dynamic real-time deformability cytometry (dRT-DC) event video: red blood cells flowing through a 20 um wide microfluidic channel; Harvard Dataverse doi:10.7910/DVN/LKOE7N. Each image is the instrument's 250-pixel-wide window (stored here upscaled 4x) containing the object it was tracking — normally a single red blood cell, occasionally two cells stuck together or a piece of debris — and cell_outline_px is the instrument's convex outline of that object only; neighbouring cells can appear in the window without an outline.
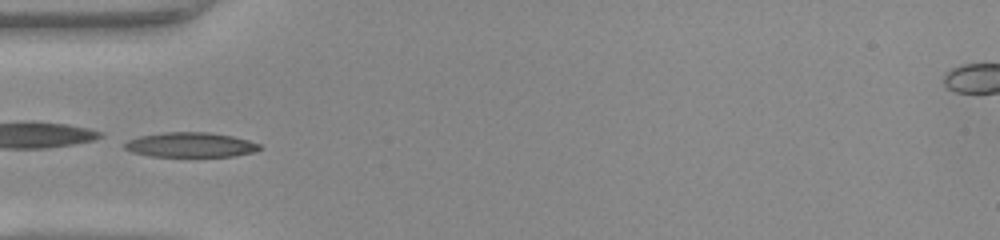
{"species": "common noctule bat (a hibernating species)", "species_latin": "Nyctalus noctula", "temperature_condition": "warm", "stored_images_in_passage": 33, "camera_frame_rate_fps": 3000, "um_per_image_px": 0.085, "animal": {"sex": "female", "body_mass_g": 22.0, "forearm_length_mm": 56.7}, "frame": {"image": 1, "passage_image": 1, "time_ms": 0.0, "image_size_px": [1000, 240], "cell_outline_px": [[264, 148], [252, 152], [232, 156], [148, 156], [132, 152], [124, 148], [124, 144], [128, 140], [140, 136], [164, 132], [208, 132], [232, 136], [248, 140], [260, 144]], "centroid_in_image_um": [16.19, 12.31], "position_along_channel_um": 68.8, "area_um2": 19.42}}
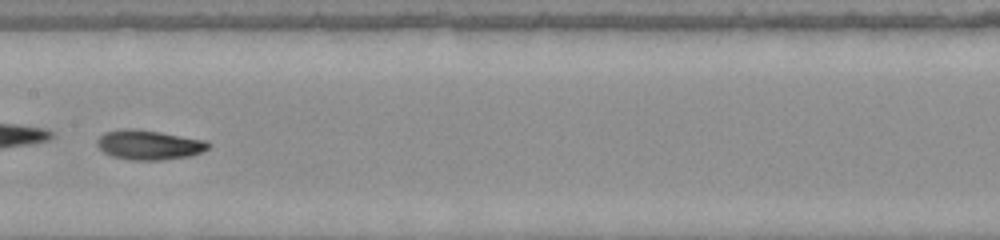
{"frame": {"image": 2, "passage_image": 10, "time_ms": 3.0, "image_size_px": [1000, 240], "cell_outline_px": [[212, 144], [204, 152], [192, 156], [164, 160], [128, 160], [112, 156], [104, 152], [96, 144], [96, 140], [104, 132], [128, 128], [132, 128], [160, 132], [208, 140]], "centroid_in_image_um": [12.72, 12.32], "position_along_channel_um": 194.7, "area_um2": 19.54}, "authors_computed_cell_mechanics": {"area_um2": 19.0162, "velocity_mm_per_s": 4.1946, "shape_relaxation_time_tau1_ms": 3.7724, "shape_relaxation_time_tau2_ms": 2.6507, "deformation_change_tau1": 0.1808, "deformation_change_tau2": 0.0632}}